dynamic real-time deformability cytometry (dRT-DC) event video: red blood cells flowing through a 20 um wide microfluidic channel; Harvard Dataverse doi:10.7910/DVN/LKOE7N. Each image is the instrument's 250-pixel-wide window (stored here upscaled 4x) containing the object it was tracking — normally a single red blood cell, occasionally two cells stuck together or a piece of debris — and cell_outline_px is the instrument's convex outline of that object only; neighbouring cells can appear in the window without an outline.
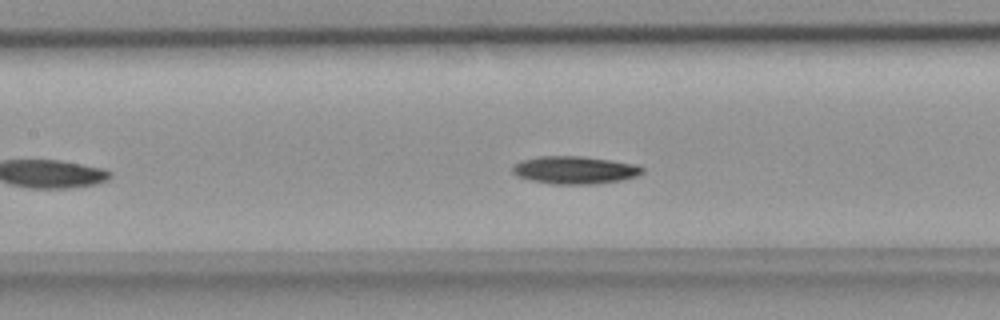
{"species": "common noctule bat (a hibernating species)", "species_latin": "Nyctalus noctula", "temperature_condition": "room temperature", "stored_images_in_passage": 36, "camera_frame_rate_fps": 3000, "um_per_image_px": 0.085, "animal": {"sex": "female", "body_mass_g": 18.4}, "frame": {"image": 1, "passage_image": 14, "time_ms": 4.333, "image_size_px": [1000, 320], "cell_outline_px": [[644, 172], [636, 176], [620, 180], [596, 184], [552, 184], [532, 180], [516, 176], [512, 172], [512, 168], [520, 160], [536, 156], [580, 156], [636, 164], [644, 168]], "centroid_in_image_um": [48.83, 14.45], "position_along_channel_um": 158.6, "area_um2": 20.92}}
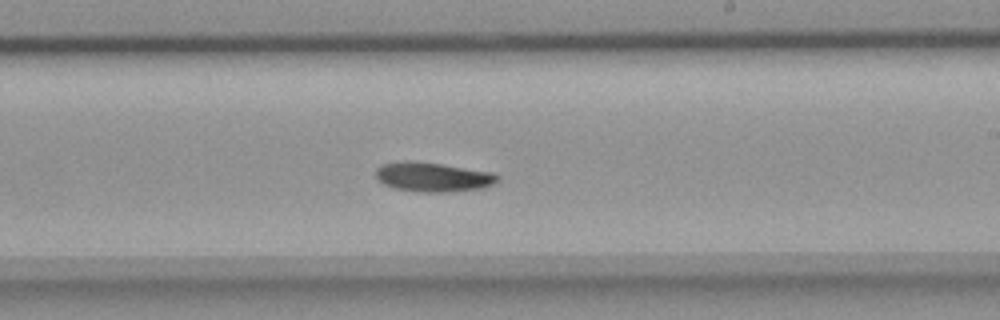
{"frame": {"image": 2, "passage_image": 21, "time_ms": 6.667, "image_size_px": [1000, 320], "cell_outline_px": [[500, 180], [484, 188], [448, 192], [420, 192], [392, 188], [384, 184], [376, 176], [376, 168], [380, 164], [400, 160], [412, 160], [440, 164], [492, 172], [500, 176]], "centroid_in_image_um": [36.78, 15.04], "position_along_channel_um": 252.2, "area_um2": 21.1}}
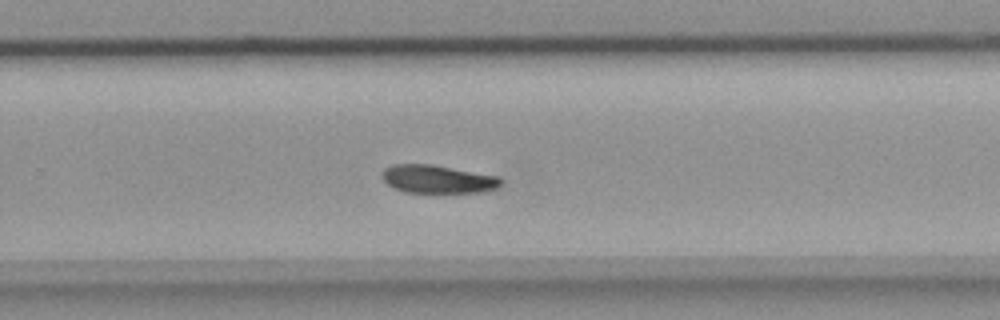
{"frame": {"image": 3, "passage_image": 24, "time_ms": 7.667, "image_size_px": [1000, 320], "cell_outline_px": [[504, 180], [496, 188], [484, 192], [404, 192], [392, 188], [380, 176], [384, 168], [392, 164], [432, 164], [500, 176]], "centroid_in_image_um": [37.2, 15.22], "position_along_channel_um": 292.6, "area_um2": 19.71}}